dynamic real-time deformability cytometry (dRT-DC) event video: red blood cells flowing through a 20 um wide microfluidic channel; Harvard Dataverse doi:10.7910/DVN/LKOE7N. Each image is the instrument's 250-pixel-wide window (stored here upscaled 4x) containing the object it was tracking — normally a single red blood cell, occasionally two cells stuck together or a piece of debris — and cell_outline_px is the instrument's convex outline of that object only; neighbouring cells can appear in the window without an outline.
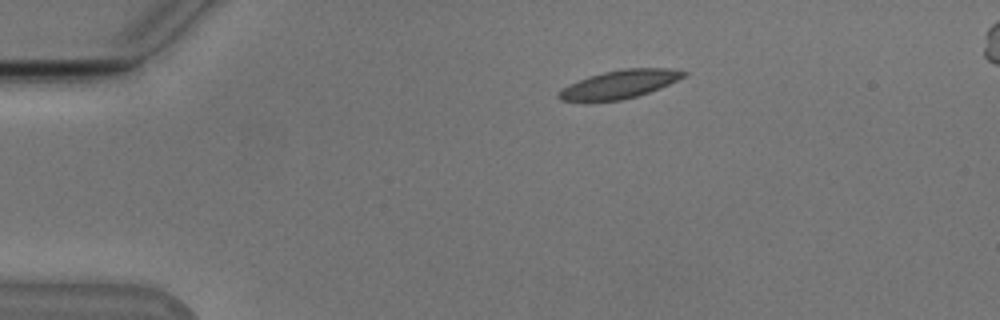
{"species": "Egyptian fruit bat (a non-hibernating species)", "species_latin": "Rousettus aegyptiacus", "temperature_condition": "cold", "stored_images_in_passage": 44, "camera_frame_rate_fps": 3000, "um_per_image_px": 0.085, "animal": {"sex": "male"}, "frame": {"image": 1, "passage_image": 1, "time_ms": 0.0, "image_size_px": [1000, 320], "cell_outline_px": [[688, 72], [684, 76], [660, 88], [636, 96], [620, 100], [588, 104], [584, 104], [560, 100], [556, 96], [568, 84], [588, 76], [604, 72], [624, 68], [672, 68]], "centroid_in_image_um": [52.57, 7.2], "position_along_channel_um": 32.4, "area_um2": 21.04}}
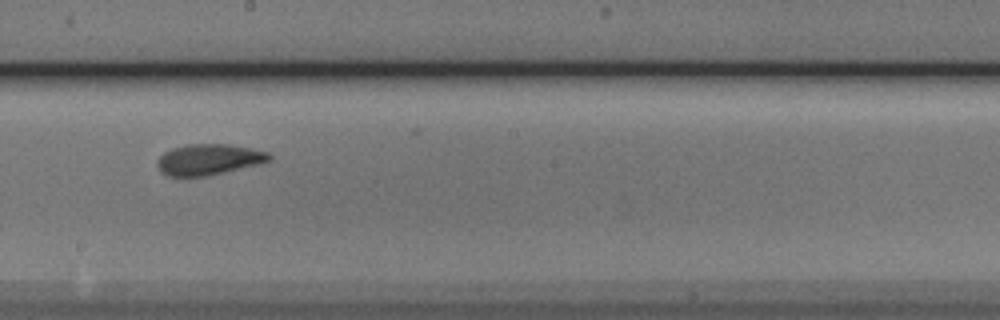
{"frame": {"image": 2, "passage_image": 21, "time_ms": 6.667, "image_size_px": [1000, 320], "cell_outline_px": [[272, 160], [260, 164], [208, 176], [168, 176], [160, 172], [156, 164], [156, 160], [164, 152], [172, 148], [188, 144], [228, 144], [252, 148], [268, 152], [272, 156]], "centroid_in_image_um": [17.75, 13.56], "position_along_channel_um": 230.5, "area_um2": 20.4}}
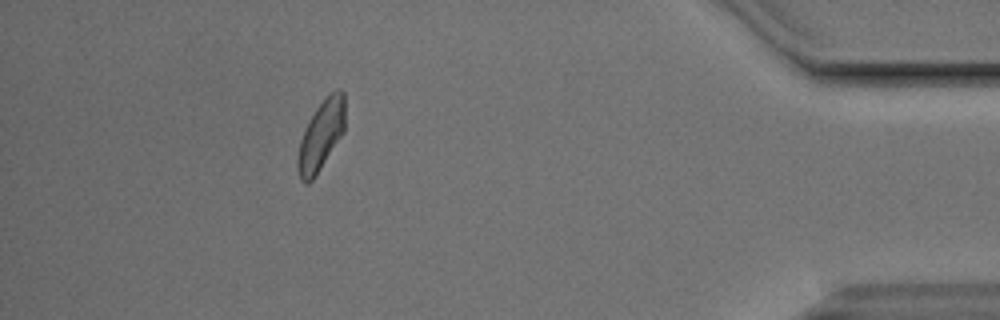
{"frame": {"image": 3, "passage_image": 39, "time_ms": 12.667, "image_size_px": [1000, 320], "cell_outline_px": [[344, 132], [316, 176], [308, 184], [304, 184], [300, 180], [296, 168], [296, 160], [300, 140], [304, 128], [308, 120], [316, 108], [336, 88], [340, 88], [344, 92]], "centroid_in_image_um": [27.26, 11.56], "position_along_channel_um": 407.9, "area_um2": 19.48}, "authors_computed_cell_mechanics": {"area_um2": 20.0855, "velocity_mm_per_s": 3.8044, "shape_relaxation_time_tau1_ms": 3.6567, "shape_relaxation_time_tau2_ms": 2.0549, "deformation_change_tau1": 0.1249, "deformation_change_tau2": 0.0804}}